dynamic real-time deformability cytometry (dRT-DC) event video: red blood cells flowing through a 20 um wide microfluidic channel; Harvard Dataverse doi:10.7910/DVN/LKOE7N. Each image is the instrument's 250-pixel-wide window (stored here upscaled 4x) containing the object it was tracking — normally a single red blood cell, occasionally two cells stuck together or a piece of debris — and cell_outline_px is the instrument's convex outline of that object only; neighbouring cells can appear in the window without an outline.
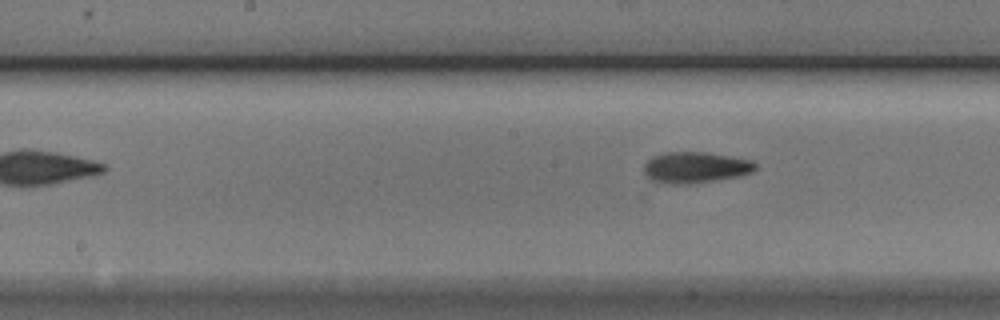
{"species": "Egyptian fruit bat (a non-hibernating species)", "species_latin": "Rousettus aegyptiacus", "temperature_condition": "cold", "stored_images_in_passage": 6, "segment_of_instrument_passage": [2, 2], "camera_frame_rate_fps": 3000, "um_per_image_px": 0.085, "animal": {"sex": "male"}, "frame": {"image": 1, "passage_image": 6, "time_ms": 1.667, "image_size_px": [1000, 320], "cell_outline_px": [[756, 168], [752, 172], [740, 176], [716, 180], [688, 184], [672, 184], [652, 180], [644, 172], [644, 164], [652, 156], [664, 152], [708, 152], [732, 156], [752, 160], [756, 164]], "centroid_in_image_um": [59.13, 14.22], "position_along_channel_um": 189.1, "area_um2": 20.29}}